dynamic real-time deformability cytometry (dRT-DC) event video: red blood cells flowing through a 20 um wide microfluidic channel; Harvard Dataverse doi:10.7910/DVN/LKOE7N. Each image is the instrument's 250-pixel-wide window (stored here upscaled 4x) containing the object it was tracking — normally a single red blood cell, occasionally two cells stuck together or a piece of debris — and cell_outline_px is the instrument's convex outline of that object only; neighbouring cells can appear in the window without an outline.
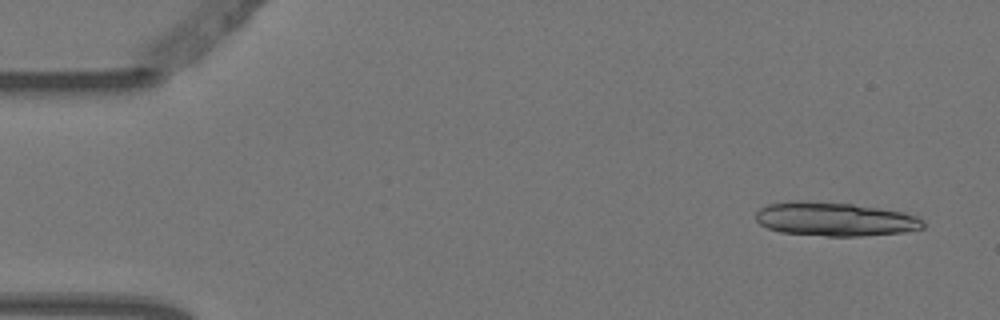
{"species": "Egyptian fruit bat (a non-hibernating species)", "species_latin": "Rousettus aegyptiacus", "temperature_condition": "warm", "stored_images_in_passage": 4, "camera_frame_rate_fps": 3000, "um_per_image_px": 0.085, "animal": {"sex": "female"}, "frame": {"image": 1, "passage_image": 1, "time_ms": 0.0, "image_size_px": [1000, 320], "cell_outline_px": [[924, 228], [904, 232], [860, 236], [824, 236], [780, 232], [768, 228], [760, 224], [756, 220], [756, 212], [760, 208], [768, 204], [796, 200], [800, 200], [852, 204], [904, 212], [920, 216], [924, 220]], "centroid_in_image_um": [70.98, 18.63], "position_along_channel_um": 14.0, "area_um2": 33.12}}